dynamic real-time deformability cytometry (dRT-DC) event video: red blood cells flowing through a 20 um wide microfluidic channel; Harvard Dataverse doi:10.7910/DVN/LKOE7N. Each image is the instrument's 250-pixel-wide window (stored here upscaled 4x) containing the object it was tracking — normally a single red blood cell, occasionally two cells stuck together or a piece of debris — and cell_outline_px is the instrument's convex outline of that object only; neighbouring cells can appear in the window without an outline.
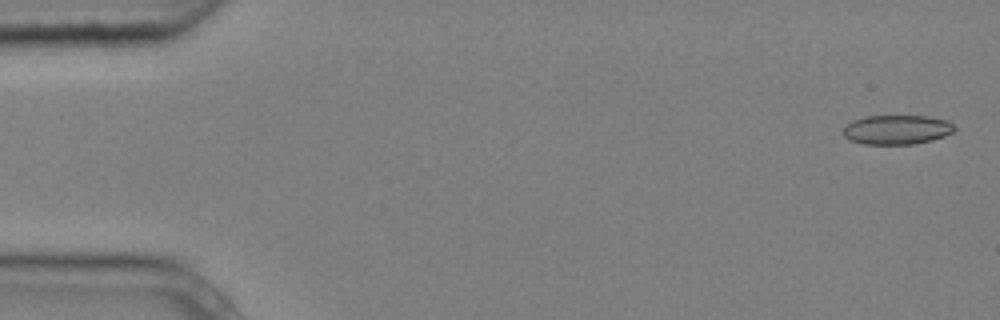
{"species": "common noctule bat (a hibernating species)", "species_latin": "Nyctalus noctula", "temperature_condition": "cold", "stored_images_in_passage": 5, "camera_frame_rate_fps": 3000, "um_per_image_px": 0.085, "animal": {"sex": "male", "body_mass_g": 20.4}, "frame": {"image": 1, "passage_image": 1, "time_ms": 0.0, "image_size_px": [1000, 320], "cell_outline_px": [[956, 128], [952, 132], [944, 136], [932, 140], [912, 144], [864, 144], [848, 140], [844, 136], [844, 124], [852, 120], [864, 116], [928, 116], [948, 120]], "centroid_in_image_um": [76.2, 11.01], "position_along_channel_um": 8.8, "area_um2": 19.19}}